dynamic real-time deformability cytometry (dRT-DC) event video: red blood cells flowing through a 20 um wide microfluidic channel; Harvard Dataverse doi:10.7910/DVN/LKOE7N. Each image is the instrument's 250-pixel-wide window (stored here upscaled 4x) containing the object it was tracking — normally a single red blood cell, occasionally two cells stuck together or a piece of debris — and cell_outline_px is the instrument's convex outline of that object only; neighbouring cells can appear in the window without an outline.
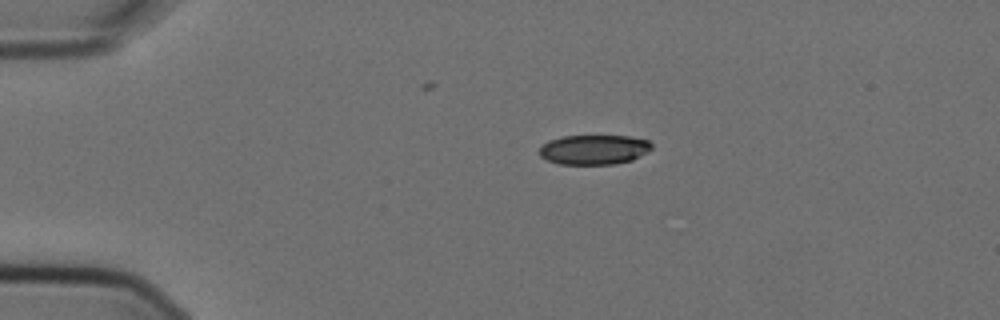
{"species": "Egyptian fruit bat (a non-hibernating species)", "species_latin": "Rousettus aegyptiacus", "temperature_condition": "cold", "stored_images_in_passage": 5, "camera_frame_rate_fps": 3000, "um_per_image_px": 0.085, "animal": {"sex": "female"}, "frame": {"image": 1, "passage_image": 3, "time_ms": 0.667, "image_size_px": [1000, 320], "cell_outline_px": [[652, 148], [632, 160], [616, 164], [560, 164], [548, 160], [540, 156], [540, 148], [548, 140], [564, 136], [628, 136], [648, 140], [652, 144]], "centroid_in_image_um": [50.49, 12.71], "position_along_channel_um": 34.5, "area_um2": 19.31}}
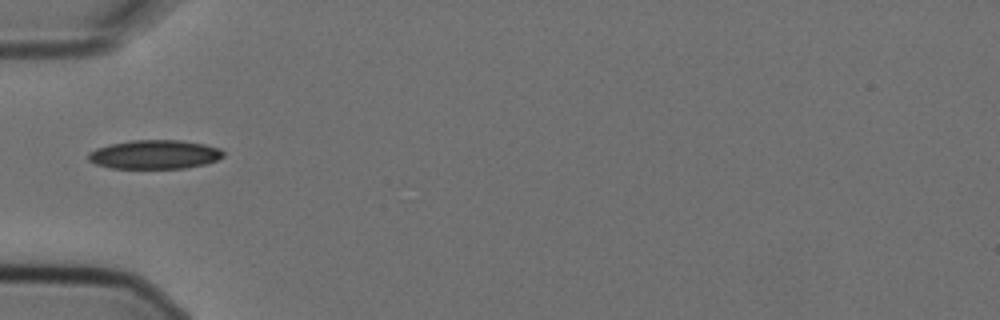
{"frame": {"image": 2, "passage_image": 5, "time_ms": 1.333, "image_size_px": [1000, 320], "cell_outline_px": [[224, 156], [216, 160], [204, 164], [184, 168], [108, 168], [96, 164], [88, 160], [88, 152], [96, 148], [108, 144], [132, 140], [180, 140], [204, 144], [220, 148], [224, 152]], "centroid_in_image_um": [13.12, 13.12], "position_along_channel_um": 71.9, "area_um2": 22.83}}